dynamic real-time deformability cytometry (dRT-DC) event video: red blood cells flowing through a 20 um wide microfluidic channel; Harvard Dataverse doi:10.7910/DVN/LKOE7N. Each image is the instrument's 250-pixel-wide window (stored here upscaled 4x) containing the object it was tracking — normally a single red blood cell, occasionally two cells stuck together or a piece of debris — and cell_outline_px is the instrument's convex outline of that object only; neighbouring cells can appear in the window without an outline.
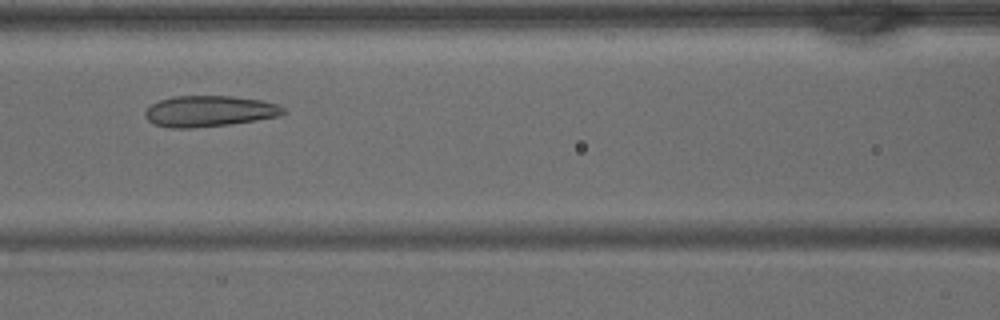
{"species": "common noctule bat (a hibernating species)", "species_latin": "Nyctalus noctula", "temperature_condition": "warm", "stored_images_in_passage": 37, "camera_frame_rate_fps": 3000, "um_per_image_px": 0.085, "animal": {"sex": "male", "body_mass_g": 15.6}, "frame": {"image": 1, "passage_image": 14, "time_ms": 4.333, "image_size_px": [1000, 320], "cell_outline_px": [[288, 112], [280, 116], [232, 124], [192, 128], [168, 128], [156, 124], [148, 120], [144, 116], [144, 112], [152, 104], [160, 100], [172, 96], [232, 96], [260, 100], [280, 104]], "centroid_in_image_um": [17.82, 9.45], "position_along_channel_um": 148.8, "area_um2": 25.14}}
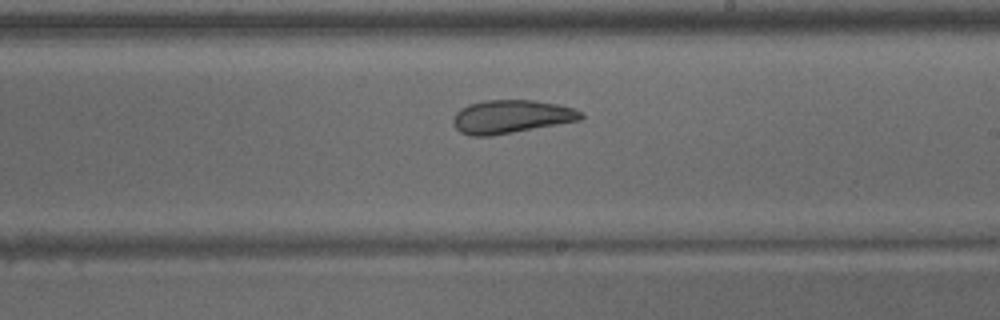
{"frame": {"image": 2, "passage_image": 20, "time_ms": 6.333, "image_size_px": [1000, 320], "cell_outline_px": [[584, 116], [580, 120], [492, 136], [472, 136], [460, 132], [452, 124], [452, 120], [456, 112], [460, 108], [468, 104], [484, 100], [532, 100], [556, 104], [572, 108], [584, 112]], "centroid_in_image_um": [43.41, 9.91], "position_along_channel_um": 245.6, "area_um2": 24.85}}
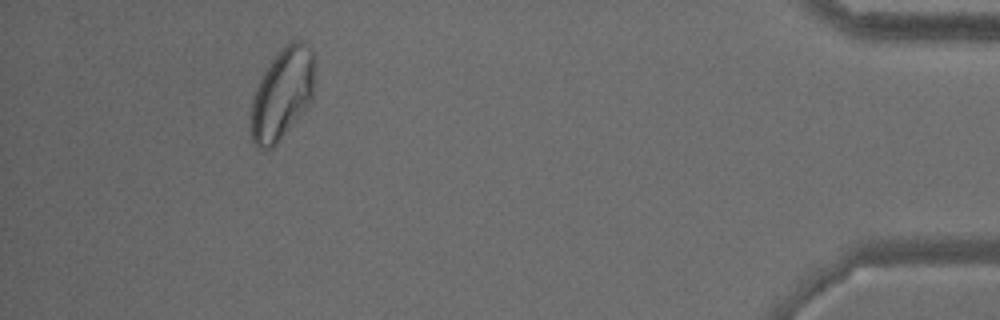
{"frame": {"image": 3, "passage_image": 34, "time_ms": 11.0, "image_size_px": [1000, 320], "cell_outline_px": [[316, 60], [312, 100], [276, 144], [272, 148], [264, 152], [256, 148], [252, 140], [252, 100], [256, 88], [264, 72], [272, 60], [284, 44], [296, 40], [300, 40], [308, 44], [312, 48], [316, 56]], "centroid_in_image_um": [24.03, 7.94], "position_along_channel_um": 411.2, "area_um2": 34.04}}